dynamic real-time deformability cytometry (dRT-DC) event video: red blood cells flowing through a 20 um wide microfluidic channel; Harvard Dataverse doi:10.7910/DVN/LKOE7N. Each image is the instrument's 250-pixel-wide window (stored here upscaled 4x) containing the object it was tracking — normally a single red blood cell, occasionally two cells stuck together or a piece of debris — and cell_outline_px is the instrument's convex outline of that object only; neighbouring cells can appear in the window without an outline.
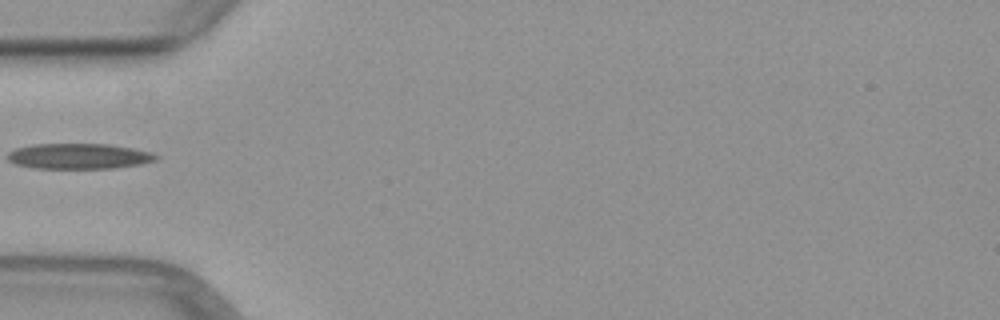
{"species": "common noctule bat (a hibernating species)", "species_latin": "Nyctalus noctula", "temperature_condition": "warm", "stored_images_in_passage": 34, "camera_frame_rate_fps": 3000, "um_per_image_px": 0.085, "animal": {"sex": "female", "body_mass_g": 29.2, "forearm_length_mm": 56.3}, "frame": {"image": 1, "passage_image": 1, "time_ms": 0.0, "image_size_px": [1000, 320], "cell_outline_px": [[144, 156], [140, 160], [112, 164], [44, 164], [44, 148], [108, 148], [128, 152]], "centroid_in_image_um": [7.47, 13.28], "position_along_channel_um": 77.5, "area_um2": 10.0}}
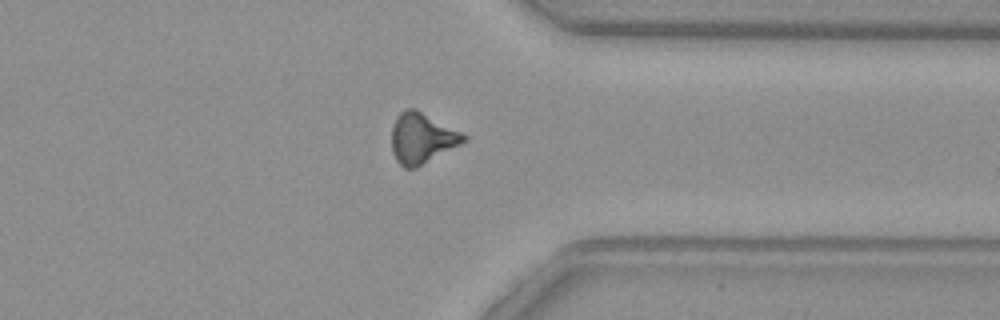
{"frame": {"image": 2, "passage_image": 23, "time_ms": 7.333, "image_size_px": [1000, 320], "cell_outline_px": [[464, 136], [460, 140], [416, 164], [404, 164], [400, 160], [396, 152], [396, 128], [412, 112], [416, 112]], "centroid_in_image_um": [35.89, 11.78], "position_along_channel_um": 375.5, "area_um2": 15.61}}
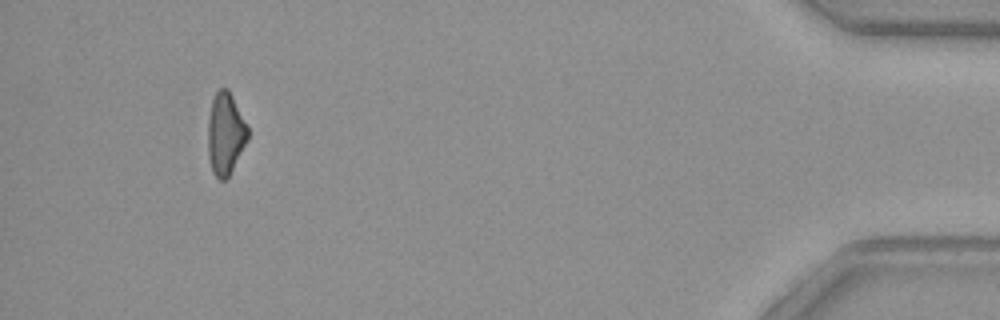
{"frame": {"image": 3, "passage_image": 31, "time_ms": 10.0, "image_size_px": [1000, 320], "cell_outline_px": [[248, 136], [228, 172], [224, 176], [220, 176], [216, 172], [212, 164], [212, 112], [216, 100], [224, 92], [228, 92], [248, 128]], "centroid_in_image_um": [19.27, 11.37], "position_along_channel_um": 415.9, "area_um2": 15.09}}